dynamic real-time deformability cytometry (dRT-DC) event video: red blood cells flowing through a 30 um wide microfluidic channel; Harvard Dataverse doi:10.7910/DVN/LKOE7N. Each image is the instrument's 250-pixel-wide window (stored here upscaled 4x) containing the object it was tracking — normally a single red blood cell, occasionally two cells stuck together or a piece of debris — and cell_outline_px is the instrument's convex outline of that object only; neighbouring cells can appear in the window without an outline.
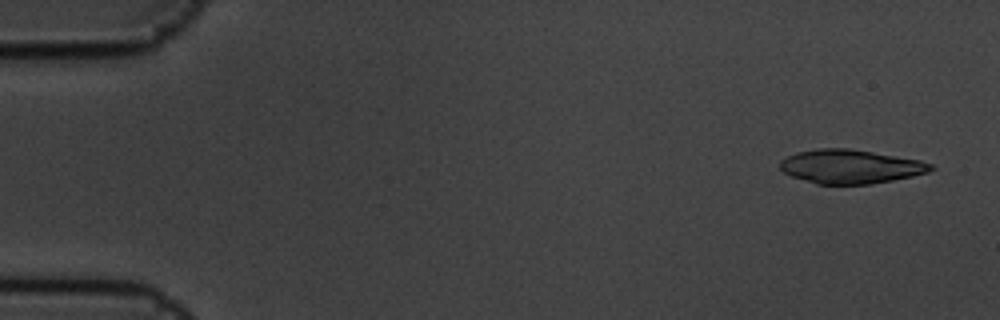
{"species": "common noctule bat (a hibernating species)", "species_latin": "Nyctalus noctula", "temperature_condition": "cold", "stored_images_in_passage": 6, "camera_frame_rate_fps": 3000, "um_per_image_px": 0.085, "animal": {"sex": "male", "body_mass_g": 19.5, "forearm_length_mm": 54.6}, "frame": {"image": 1, "passage_image": 1, "time_ms": 0.0, "image_size_px": [1000, 320], "cell_outline_px": [[936, 168], [928, 172], [912, 176], [872, 184], [816, 184], [792, 176], [784, 172], [780, 168], [780, 160], [796, 152], [816, 148], [848, 148], [920, 160], [932, 164]], "centroid_in_image_um": [72.28, 14.15], "position_along_channel_um": 12.7, "area_um2": 29.71}}